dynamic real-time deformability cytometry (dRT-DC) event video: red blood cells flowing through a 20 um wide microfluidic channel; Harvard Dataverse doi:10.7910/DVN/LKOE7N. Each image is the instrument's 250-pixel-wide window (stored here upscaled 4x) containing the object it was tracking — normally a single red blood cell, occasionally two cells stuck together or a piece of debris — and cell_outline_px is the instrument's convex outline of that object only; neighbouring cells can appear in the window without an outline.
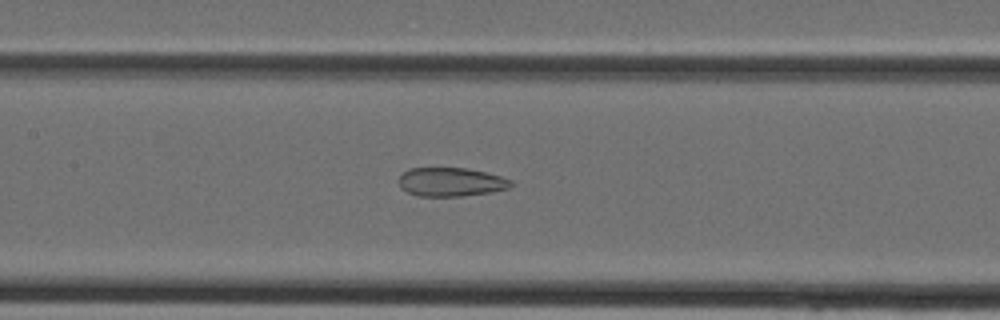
{"species": "Egyptian fruit bat (a non-hibernating species)", "species_latin": "Rousettus aegyptiacus", "temperature_condition": "cold", "stored_images_in_passage": 29, "camera_frame_rate_fps": 3000, "um_per_image_px": 0.085, "animal": {"sex": "female"}, "frame": {"image": 1, "passage_image": 9, "time_ms": 2.667, "image_size_px": [1000, 320], "cell_outline_px": [[516, 184], [508, 188], [488, 192], [460, 196], [420, 196], [408, 192], [400, 188], [396, 180], [408, 168], [468, 168], [500, 176], [512, 180]], "centroid_in_image_um": [38.3, 15.46], "position_along_channel_um": 169.1, "area_um2": 18.84}}
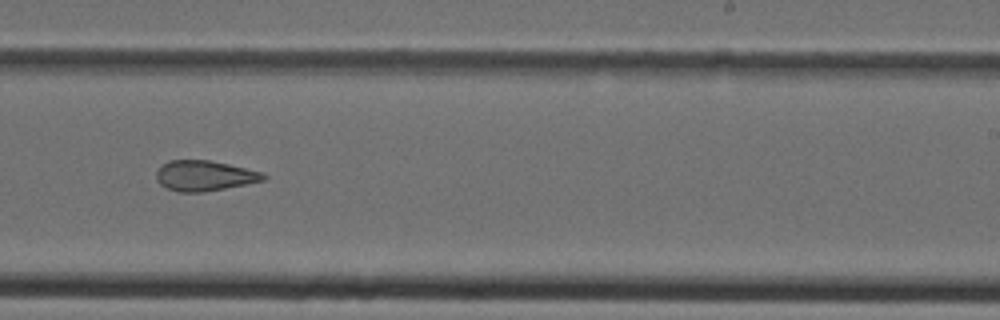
{"frame": {"image": 2, "passage_image": 15, "time_ms": 4.667, "image_size_px": [1000, 320], "cell_outline_px": [[268, 176], [264, 180], [204, 192], [176, 192], [160, 184], [156, 180], [156, 172], [168, 160], [208, 160], [228, 164], [264, 172]], "centroid_in_image_um": [17.38, 14.93], "position_along_channel_um": 271.6, "area_um2": 18.84}}
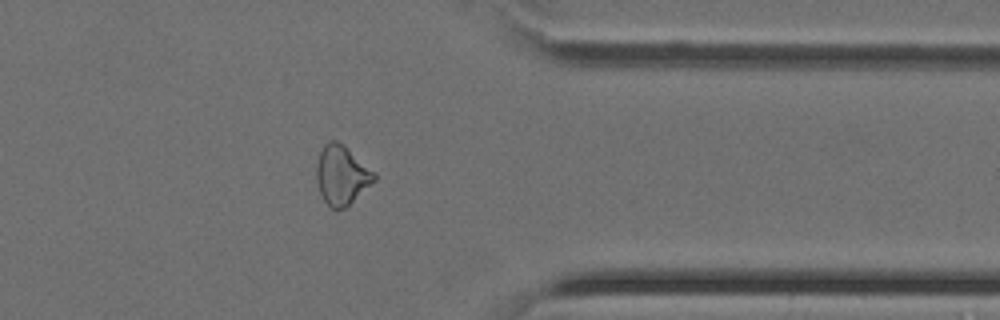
{"frame": {"image": 3, "passage_image": 22, "time_ms": 7.0, "image_size_px": [1000, 320], "cell_outline_px": [[376, 180], [344, 208], [336, 212], [324, 200], [320, 192], [316, 180], [316, 164], [320, 152], [324, 144], [328, 140], [336, 140], [344, 144], [376, 172]], "centroid_in_image_um": [29.04, 14.86], "position_along_channel_um": 382.4, "area_um2": 20.11}}